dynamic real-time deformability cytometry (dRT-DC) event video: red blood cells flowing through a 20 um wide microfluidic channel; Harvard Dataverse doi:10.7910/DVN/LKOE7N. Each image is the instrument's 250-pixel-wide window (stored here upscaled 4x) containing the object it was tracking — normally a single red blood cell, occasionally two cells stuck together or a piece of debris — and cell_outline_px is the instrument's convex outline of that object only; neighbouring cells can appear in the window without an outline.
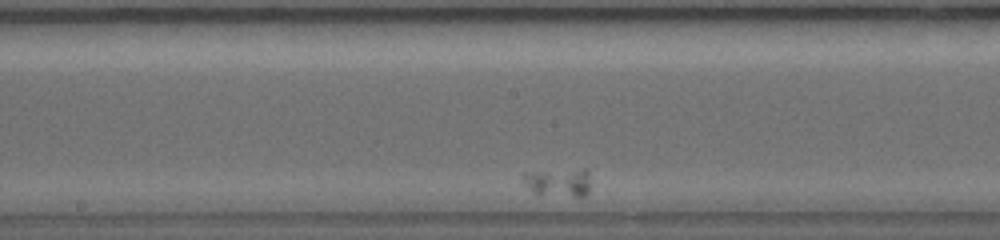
{"species": "common noctule bat (a hibernating species)", "species_latin": "Nyctalus noctula", "temperature_condition": "warm", "stored_images_in_passage": 15, "segment_of_instrument_passage": [1, 2], "camera_frame_rate_fps": 5000, "um_per_image_px": 0.085, "animal": {"sex": "female", "body_mass_g": 19.0, "forearm_length_mm": 56.7}, "frame": {"image": 1, "passage_image": 9, "time_ms": 5.4, "image_size_px": [1000, 240], "cell_outline_px": [[588, 192], [584, 196], [576, 196], [536, 192], [528, 188], [520, 176], [520, 172], [584, 168], [588, 168]], "centroid_in_image_um": [47.44, 15.43], "position_along_channel_um": 200.8, "area_um2": 11.04}}